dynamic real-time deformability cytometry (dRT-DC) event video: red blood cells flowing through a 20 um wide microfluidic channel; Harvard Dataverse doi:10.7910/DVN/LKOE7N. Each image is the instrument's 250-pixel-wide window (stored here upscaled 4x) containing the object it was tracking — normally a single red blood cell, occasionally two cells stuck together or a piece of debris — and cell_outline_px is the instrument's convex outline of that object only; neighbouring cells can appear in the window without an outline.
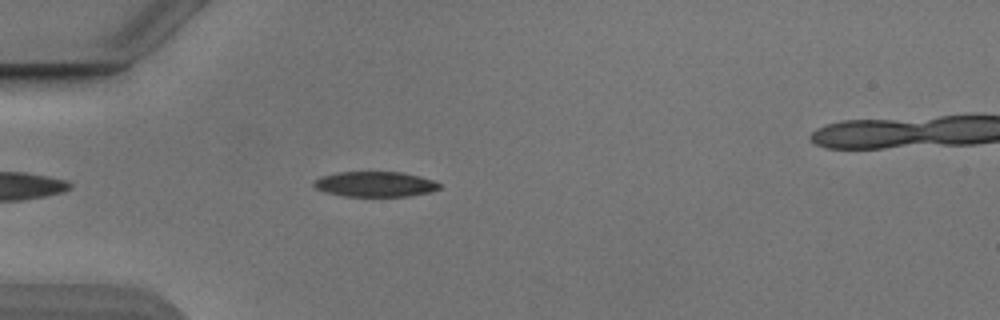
{"species": "Egyptian fruit bat (a non-hibernating species)", "species_latin": "Rousettus aegyptiacus", "temperature_condition": "cold", "stored_images_in_passage": 43, "camera_frame_rate_fps": 3000, "um_per_image_px": 0.085, "animal": {"sex": "male"}, "frame": {"image": 1, "passage_image": 5, "time_ms": 1.333, "image_size_px": [1000, 320], "cell_outline_px": [[440, 188], [428, 192], [408, 196], [344, 196], [328, 192], [316, 188], [312, 184], [312, 180], [320, 176], [336, 172], [404, 172], [420, 176], [432, 180], [440, 184]], "centroid_in_image_um": [31.85, 15.64], "position_along_channel_um": 53.2, "area_um2": 18.44}}
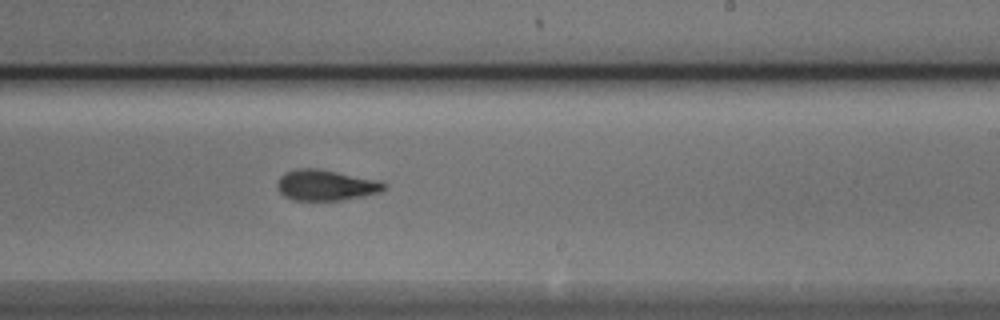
{"frame": {"image": 2, "passage_image": 22, "time_ms": 7.0, "image_size_px": [1000, 320], "cell_outline_px": [[388, 184], [380, 192], [364, 196], [340, 200], [292, 200], [284, 196], [276, 188], [276, 184], [280, 176], [284, 172], [296, 168], [320, 168], [380, 180]], "centroid_in_image_um": [27.68, 15.72], "position_along_channel_um": 261.3, "area_um2": 19.48}}
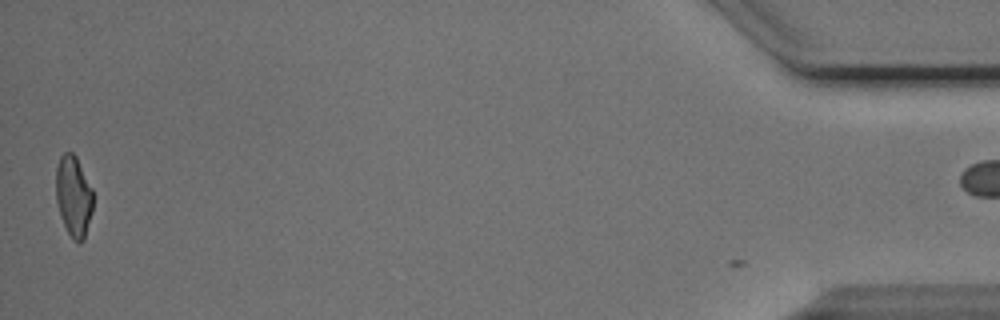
{"frame": {"image": 3, "passage_image": 42, "time_ms": 13.667, "image_size_px": [1000, 320], "cell_outline_px": [[92, 212], [84, 240], [80, 244], [72, 240], [60, 216], [56, 200], [56, 168], [60, 156], [64, 152], [72, 152], [76, 156], [92, 188]], "centroid_in_image_um": [6.25, 16.69], "position_along_channel_um": 429.0, "area_um2": 17.57}, "authors_computed_cell_mechanics": {"area_um2": 19.0162, "velocity_mm_per_s": 3.8776, "shape_relaxation_time_tau1_ms": 3.5296, "shape_relaxation_time_tau2_ms": 1.8938, "deformation_change_tau1": 0.138, "deformation_change_tau2": 0.0894}}